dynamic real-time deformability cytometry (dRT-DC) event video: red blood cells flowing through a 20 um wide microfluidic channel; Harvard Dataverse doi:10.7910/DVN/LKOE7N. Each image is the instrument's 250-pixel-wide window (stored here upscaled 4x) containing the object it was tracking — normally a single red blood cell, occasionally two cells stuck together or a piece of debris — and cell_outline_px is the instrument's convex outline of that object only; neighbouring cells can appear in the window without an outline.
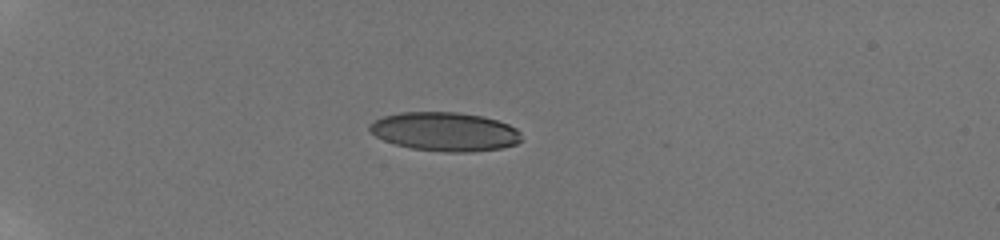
{"species": "human", "species_latin": "Homo sapiens", "temperature_condition": "room temperature", "stored_images_in_passage": 40, "camera_frame_rate_fps": 3000, "um_per_image_px": 0.085, "donor": {"sex": "male"}, "frame": {"image": 1, "passage_image": 1, "time_ms": 0.0, "image_size_px": [1000, 240], "cell_outline_px": [[520, 140], [516, 144], [500, 148], [468, 152], [444, 152], [412, 148], [396, 144], [384, 140], [376, 136], [368, 128], [368, 124], [384, 116], [400, 112], [456, 112], [484, 116], [508, 124], [516, 128], [520, 132]], "centroid_in_image_um": [37.81, 11.18], "position_along_channel_um": 47.2, "area_um2": 34.22}}
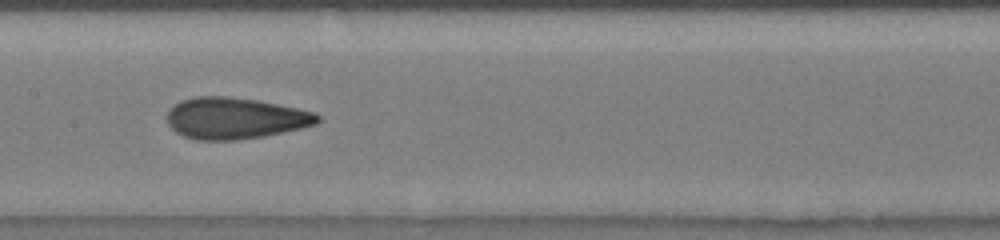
{"frame": {"image": 2, "passage_image": 16, "time_ms": 5.0, "image_size_px": [1000, 240], "cell_outline_px": [[320, 120], [316, 124], [300, 128], [264, 136], [236, 140], [196, 140], [184, 136], [176, 132], [168, 124], [168, 108], [172, 104], [180, 100], [196, 96], [228, 96], [256, 100], [316, 112], [320, 116]], "centroid_in_image_um": [19.95, 10.04], "position_along_channel_um": 187.5, "area_um2": 36.36}}
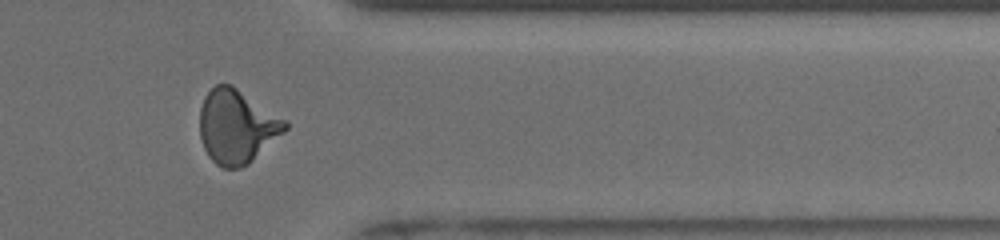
{"frame": {"image": 3, "passage_image": 32, "time_ms": 10.333, "image_size_px": [1000, 240], "cell_outline_px": [[288, 128], [284, 132], [248, 164], [240, 168], [224, 168], [216, 164], [208, 156], [204, 148], [200, 136], [200, 108], [204, 96], [216, 84], [232, 84], [288, 120]], "centroid_in_image_um": [20.14, 10.73], "position_along_channel_um": 391.3, "area_um2": 36.88}, "authors_computed_cell_mechanics": {"area_um2": 35.4314, "velocity_mm_per_s": 3.8923, "shape_relaxation_time_tau1_ms": 4.4253, "shape_relaxation_time_tau2_ms": 1.1251, "deformation_change_tau1": 0.1723, "deformation_change_tau2": 0.0767}}